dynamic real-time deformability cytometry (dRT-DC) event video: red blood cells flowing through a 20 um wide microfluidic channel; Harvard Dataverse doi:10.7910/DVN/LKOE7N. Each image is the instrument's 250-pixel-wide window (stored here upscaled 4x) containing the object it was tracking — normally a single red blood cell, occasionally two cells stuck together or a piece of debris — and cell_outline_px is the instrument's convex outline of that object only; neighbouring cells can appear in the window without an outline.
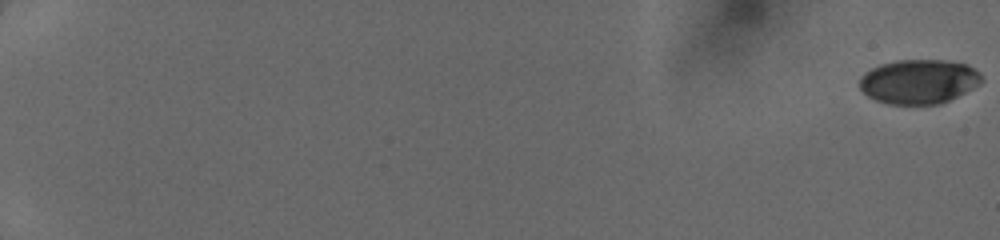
{"species": "human", "species_latin": "Homo sapiens", "temperature_condition": "cold", "stored_images_in_passage": 38, "camera_frame_rate_fps": 3000, "um_per_image_px": 0.085, "donor": {"sex": "female"}, "frame": {"image": 1, "passage_image": 1, "time_ms": 0.0, "image_size_px": [1000, 240], "cell_outline_px": [[984, 80], [980, 84], [940, 104], [888, 104], [876, 100], [868, 96], [860, 88], [860, 76], [864, 72], [880, 64], [896, 60], [944, 60], [968, 64], [980, 72]], "centroid_in_image_um": [78.1, 6.92], "position_along_channel_um": 6.9, "area_um2": 31.62}}
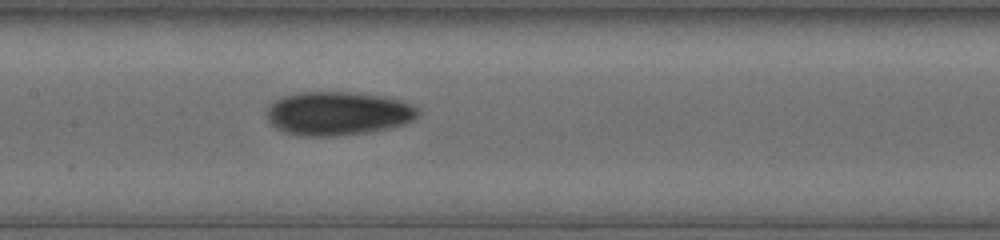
{"frame": {"image": 2, "passage_image": 29, "time_ms": 9.667, "image_size_px": [1000, 240], "cell_outline_px": [[420, 116], [416, 120], [408, 124], [368, 132], [336, 136], [296, 136], [284, 132], [276, 128], [268, 120], [268, 108], [276, 100], [284, 96], [300, 92], [356, 92], [384, 96], [400, 100], [412, 104], [420, 108]], "centroid_in_image_um": [28.8, 9.65], "position_along_channel_um": 178.6, "area_um2": 38.96}}
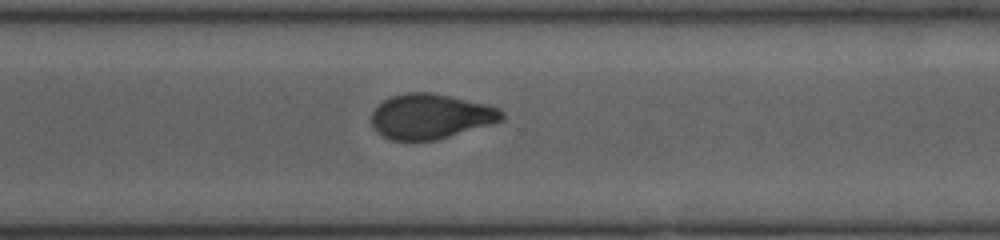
{"frame": {"image": 3, "passage_image": 38, "time_ms": 13.333, "image_size_px": [1000, 240], "cell_outline_px": [[504, 116], [500, 120], [488, 124], [436, 140], [392, 140], [376, 132], [372, 128], [372, 112], [384, 100], [392, 96], [408, 92], [432, 92], [488, 104], [500, 108], [504, 112]], "centroid_in_image_um": [36.58, 9.88], "position_along_channel_um": 334.0, "area_um2": 33.87}}